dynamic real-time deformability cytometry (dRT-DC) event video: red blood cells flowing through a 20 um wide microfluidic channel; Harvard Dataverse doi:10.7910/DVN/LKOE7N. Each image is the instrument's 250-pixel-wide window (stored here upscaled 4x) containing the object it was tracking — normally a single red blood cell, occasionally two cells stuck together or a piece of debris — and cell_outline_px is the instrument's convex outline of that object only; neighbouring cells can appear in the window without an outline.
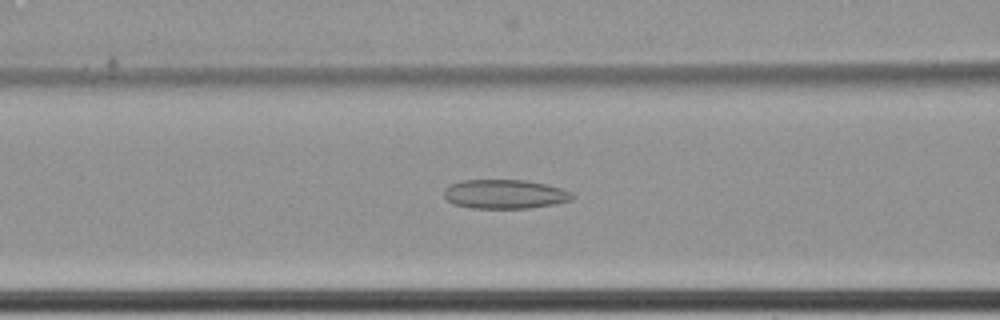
{"species": "common noctule bat (a hibernating species)", "species_latin": "Nyctalus noctula", "temperature_condition": "cold", "stored_images_in_passage": 64, "camera_frame_rate_fps": 3000, "um_per_image_px": 0.085, "animal": {"sex": "female", "body_mass_g": 22.7, "forearm_length_mm": 54.2}, "frame": {"image": 1, "passage_image": 30, "time_ms": 9.667, "image_size_px": [1000, 320], "cell_outline_px": [[576, 196], [572, 200], [552, 204], [528, 208], [472, 208], [452, 204], [444, 196], [444, 188], [452, 184], [464, 180], [524, 180], [548, 184], [572, 192]], "centroid_in_image_um": [42.92, 16.5], "position_along_channel_um": 123.7, "area_um2": 21.79}}
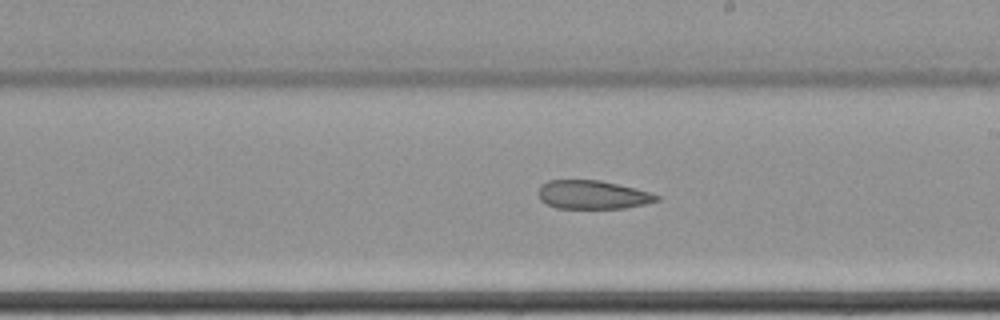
{"frame": {"image": 2, "passage_image": 40, "time_ms": 13.0, "image_size_px": [1000, 320], "cell_outline_px": [[660, 200], [644, 204], [624, 208], [556, 208], [540, 200], [536, 192], [540, 184], [548, 180], [600, 180], [636, 188], [660, 196]], "centroid_in_image_um": [50.33, 16.54], "position_along_channel_um": 238.7, "area_um2": 19.83}}
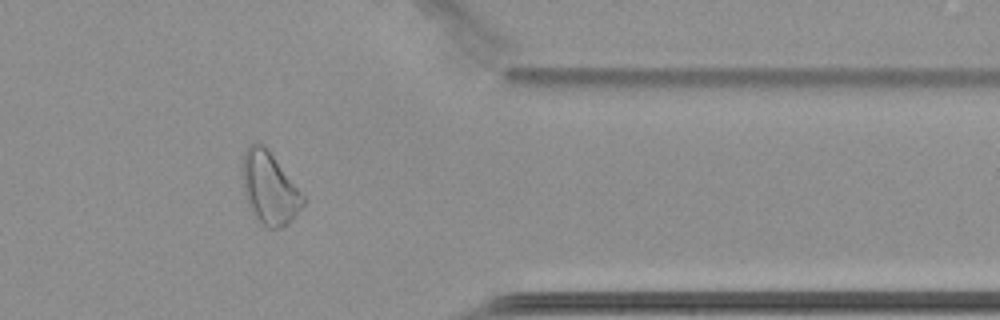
{"frame": {"image": 3, "passage_image": 54, "time_ms": 17.667, "image_size_px": [1000, 320], "cell_outline_px": [[308, 200], [292, 220], [288, 224], [280, 228], [264, 228], [252, 212], [244, 196], [240, 168], [244, 152], [248, 144], [264, 144], [268, 148]], "centroid_in_image_um": [22.89, 15.99], "position_along_channel_um": 388.5, "area_um2": 26.18}, "authors_computed_cell_mechanics": {"area_um2": 26.8481, "velocity_mm_per_s": 3.4522, "shape_relaxation_time_tau1_ms": null, "shape_relaxation_time_tau2_ms": 7.4295, "deformation_change_tau1": null, "deformation_change_tau2": 0.152}}